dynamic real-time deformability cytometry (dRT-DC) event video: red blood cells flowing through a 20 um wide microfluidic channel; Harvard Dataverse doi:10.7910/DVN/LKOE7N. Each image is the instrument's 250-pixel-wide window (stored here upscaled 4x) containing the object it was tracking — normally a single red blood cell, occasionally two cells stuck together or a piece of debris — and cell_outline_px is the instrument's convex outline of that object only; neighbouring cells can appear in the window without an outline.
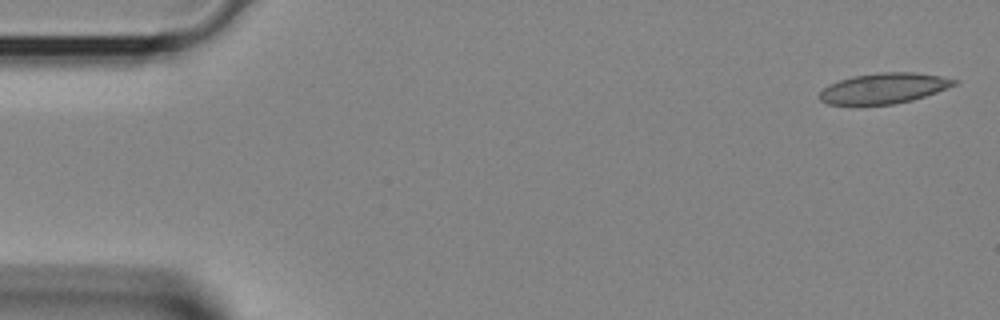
{"species": "Egyptian fruit bat (a non-hibernating species)", "species_latin": "Rousettus aegyptiacus", "temperature_condition": "room temperature", "stored_images_in_passage": 38, "camera_frame_rate_fps": 3000, "um_per_image_px": 0.085, "animal": {"sex": "female"}, "frame": {"image": 1, "passage_image": 1, "time_ms": 0.0, "image_size_px": [1000, 320], "cell_outline_px": [[960, 80], [956, 84], [936, 92], [912, 100], [892, 104], [828, 104], [820, 100], [820, 92], [828, 84], [852, 76], [880, 72], [916, 72], [940, 76]], "centroid_in_image_um": [75.13, 7.49], "position_along_channel_um": 9.9, "area_um2": 23.7}}
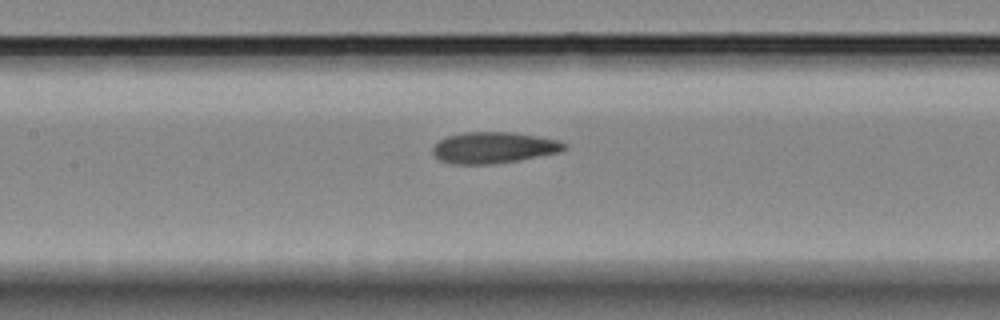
{"frame": {"image": 2, "passage_image": 17, "time_ms": 5.333, "image_size_px": [1000, 320], "cell_outline_px": [[568, 148], [560, 152], [516, 160], [492, 164], [452, 164], [440, 160], [432, 152], [432, 148], [440, 140], [448, 136], [464, 132], [512, 132], [560, 140], [568, 144]], "centroid_in_image_um": [41.99, 12.54], "position_along_channel_um": 165.4, "area_um2": 23.87}}
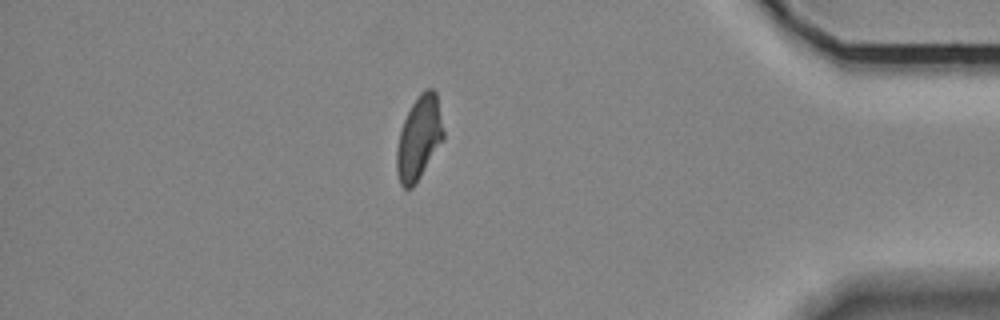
{"frame": {"image": 3, "passage_image": 33, "time_ms": 10.667, "image_size_px": [1000, 320], "cell_outline_px": [[444, 140], [412, 188], [404, 188], [400, 184], [396, 172], [396, 148], [400, 132], [404, 120], [412, 104], [420, 92], [424, 88], [432, 88], [436, 92], [444, 132]], "centroid_in_image_um": [35.61, 11.72], "position_along_channel_um": 399.6, "area_um2": 22.72}}